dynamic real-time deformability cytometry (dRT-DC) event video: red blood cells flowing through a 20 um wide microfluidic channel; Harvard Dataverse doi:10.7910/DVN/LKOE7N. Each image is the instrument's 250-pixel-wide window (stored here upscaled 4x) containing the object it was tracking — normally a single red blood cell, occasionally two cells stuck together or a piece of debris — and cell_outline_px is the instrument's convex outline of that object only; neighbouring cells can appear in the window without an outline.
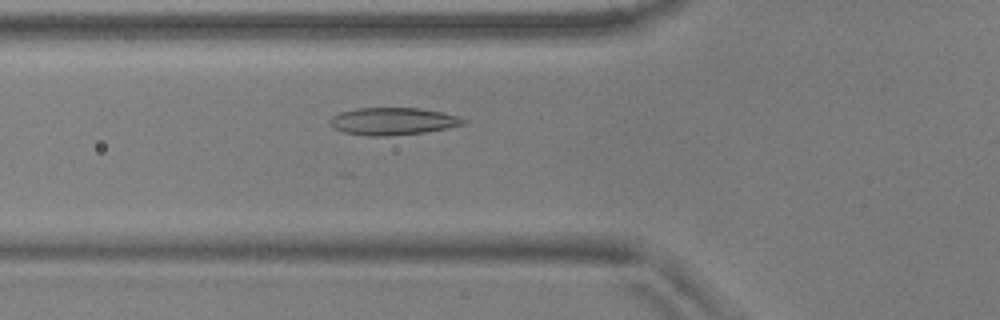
{"species": "common noctule bat (a hibernating species)", "species_latin": "Nyctalus noctula", "temperature_condition": "warm", "stored_images_in_passage": 44, "camera_frame_rate_fps": 3000, "um_per_image_px": 0.085, "animal": {"sex": "male", "body_mass_g": 17.9, "forearm_length_mm": 54.2}, "frame": {"image": 1, "passage_image": 9, "time_ms": 2.667, "image_size_px": [1000, 320], "cell_outline_px": [[468, 120], [464, 124], [448, 128], [424, 132], [388, 136], [368, 136], [344, 132], [332, 128], [328, 124], [328, 120], [332, 116], [340, 112], [356, 108], [420, 108], [444, 112]], "centroid_in_image_um": [33.36, 10.3], "position_along_channel_um": 92.4, "area_um2": 21.44}}
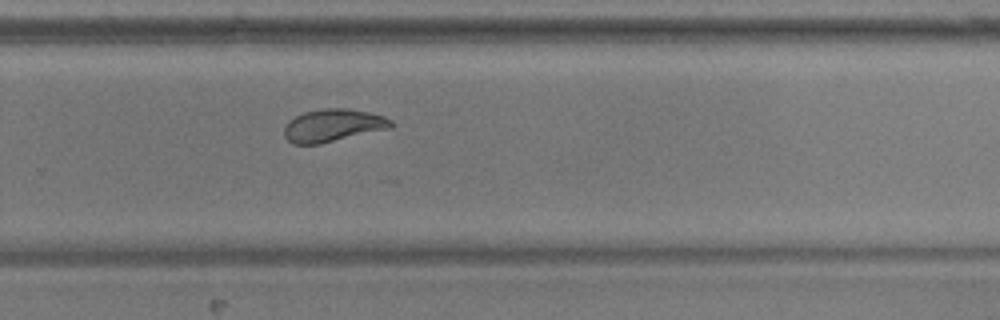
{"frame": {"image": 2, "passage_image": 26, "time_ms": 8.333, "image_size_px": [1000, 320], "cell_outline_px": [[392, 128], [320, 144], [292, 144], [284, 136], [284, 128], [288, 120], [304, 112], [324, 108], [348, 108], [368, 112], [384, 116], [392, 120]], "centroid_in_image_um": [28.3, 10.66], "position_along_channel_um": 301.5, "area_um2": 20.46}}
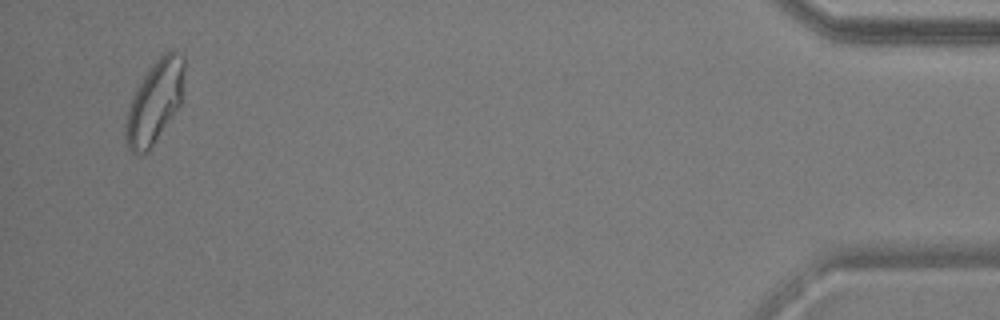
{"frame": {"image": 3, "passage_image": 42, "time_ms": 13.667, "image_size_px": [1000, 320], "cell_outline_px": [[184, 68], [180, 104], [152, 144], [140, 156], [136, 156], [128, 148], [124, 140], [124, 124], [128, 108], [132, 96], [136, 88], [152, 64], [168, 48], [172, 48], [184, 56]], "centroid_in_image_um": [13.11, 8.63], "position_along_channel_um": 422.1, "area_um2": 27.92}, "authors_computed_cell_mechanics": {"area_um2": 21.0103, "velocity_mm_per_s": 3.6872, "shape_relaxation_time_tau1_ms": 4.226, "shape_relaxation_time_tau2_ms": 1.5597, "deformation_change_tau1": 0.1703, "deformation_change_tau2": 0.0843}}